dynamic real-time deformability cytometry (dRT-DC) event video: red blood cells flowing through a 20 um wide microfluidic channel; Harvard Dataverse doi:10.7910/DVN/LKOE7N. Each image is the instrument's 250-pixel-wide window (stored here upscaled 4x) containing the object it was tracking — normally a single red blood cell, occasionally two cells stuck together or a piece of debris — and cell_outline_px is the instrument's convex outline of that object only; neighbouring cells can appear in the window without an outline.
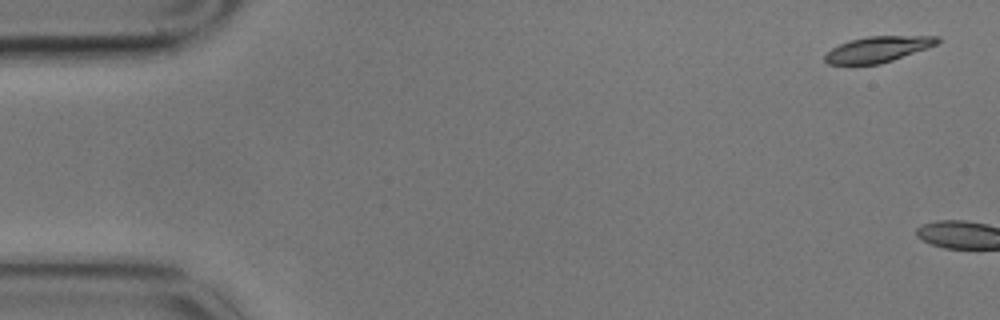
{"species": "common noctule bat (a hibernating species)", "species_latin": "Nyctalus noctula", "temperature_condition": "cold", "stored_images_in_passage": 2, "camera_frame_rate_fps": 3000, "um_per_image_px": 0.085, "animal": {"sex": "male", "body_mass_g": 17.9}, "frame": {"image": 1, "passage_image": 1, "time_ms": 0.0, "image_size_px": [1000, 320], "cell_outline_px": [[940, 40], [936, 44], [892, 60], [880, 64], [828, 64], [824, 60], [824, 56], [832, 48], [848, 40], [868, 36], [940, 36]], "centroid_in_image_um": [74.58, 4.18], "position_along_channel_um": 10.4, "area_um2": 16.65}}